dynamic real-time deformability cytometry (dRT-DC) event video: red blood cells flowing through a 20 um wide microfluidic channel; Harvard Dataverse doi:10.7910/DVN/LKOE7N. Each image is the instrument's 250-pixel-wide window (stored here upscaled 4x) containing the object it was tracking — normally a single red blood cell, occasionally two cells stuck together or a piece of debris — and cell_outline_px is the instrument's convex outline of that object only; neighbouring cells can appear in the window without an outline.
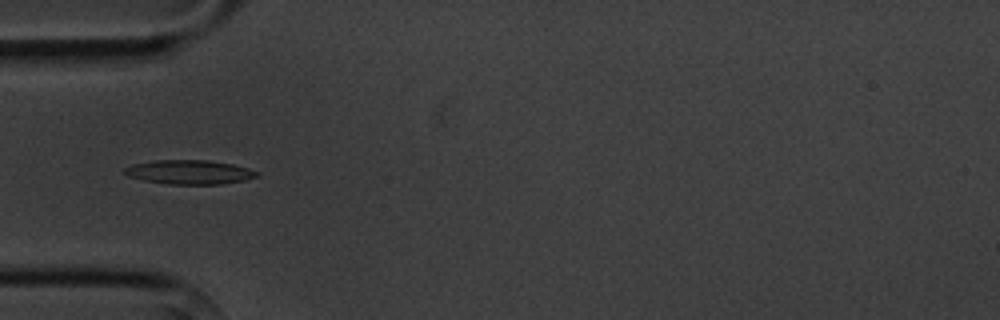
{"species": "common noctule bat (a hibernating species)", "species_latin": "Nyctalus noctula", "temperature_condition": "cold", "stored_images_in_passage": 7, "camera_frame_rate_fps": 3000, "um_per_image_px": 0.085, "animal": {"sex": "male", "body_mass_g": 20.1, "forearm_length_mm": 53.5}, "frame": {"image": 1, "passage_image": 5, "time_ms": 4.667, "image_size_px": [1000, 320], "cell_outline_px": [[260, 176], [244, 180], [220, 184], [168, 184], [144, 180], [128, 176], [120, 172], [124, 168], [132, 164], [156, 160], [208, 160], [232, 164], [248, 168], [260, 172]], "centroid_in_image_um": [16.09, 14.62], "position_along_channel_um": 68.9, "area_um2": 18.73}}
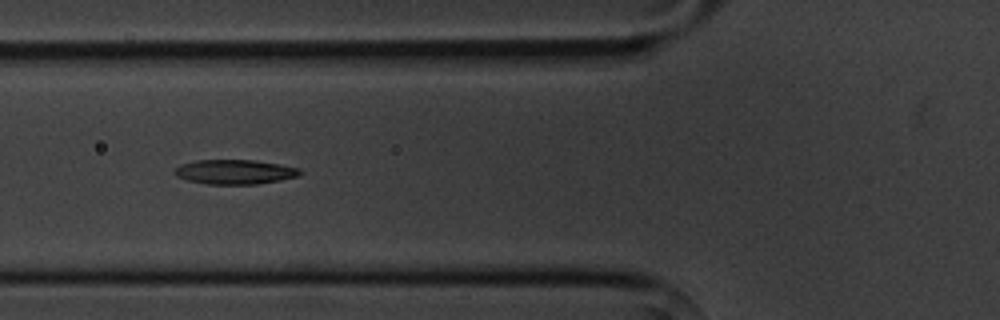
{"frame": {"image": 2, "passage_image": 6, "time_ms": 5.667, "image_size_px": [1000, 320], "cell_outline_px": [[304, 172], [300, 176], [280, 180], [256, 184], [208, 184], [188, 180], [176, 176], [172, 172], [180, 164], [196, 160], [252, 160], [300, 168]], "centroid_in_image_um": [19.96, 14.61], "position_along_channel_um": 105.8, "area_um2": 17.92}}
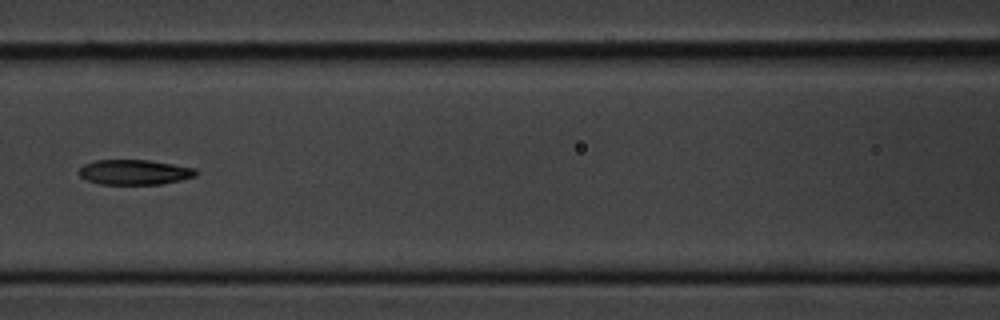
{"frame": {"image": 3, "passage_image": 7, "time_ms": 7.0, "image_size_px": [1000, 320], "cell_outline_px": [[196, 176], [180, 180], [160, 184], [100, 184], [88, 180], [80, 176], [80, 168], [84, 164], [96, 160], [148, 160], [196, 168]], "centroid_in_image_um": [11.44, 14.63], "position_along_channel_um": 155.2, "area_um2": 16.88}}